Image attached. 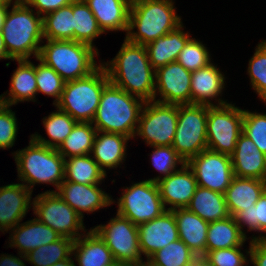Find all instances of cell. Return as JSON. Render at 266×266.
I'll return each mask as SVG.
<instances>
[{
  "label": "cell",
  "mask_w": 266,
  "mask_h": 266,
  "mask_svg": "<svg viewBox=\"0 0 266 266\" xmlns=\"http://www.w3.org/2000/svg\"><path fill=\"white\" fill-rule=\"evenodd\" d=\"M104 64L112 84L144 102L154 101L155 70L145 46L124 39L115 58Z\"/></svg>",
  "instance_id": "obj_1"
},
{
  "label": "cell",
  "mask_w": 266,
  "mask_h": 266,
  "mask_svg": "<svg viewBox=\"0 0 266 266\" xmlns=\"http://www.w3.org/2000/svg\"><path fill=\"white\" fill-rule=\"evenodd\" d=\"M174 7L173 0H131L125 39L146 46L175 30L182 21Z\"/></svg>",
  "instance_id": "obj_2"
},
{
  "label": "cell",
  "mask_w": 266,
  "mask_h": 266,
  "mask_svg": "<svg viewBox=\"0 0 266 266\" xmlns=\"http://www.w3.org/2000/svg\"><path fill=\"white\" fill-rule=\"evenodd\" d=\"M144 101L109 82L103 89L92 125L97 131L135 138Z\"/></svg>",
  "instance_id": "obj_3"
},
{
  "label": "cell",
  "mask_w": 266,
  "mask_h": 266,
  "mask_svg": "<svg viewBox=\"0 0 266 266\" xmlns=\"http://www.w3.org/2000/svg\"><path fill=\"white\" fill-rule=\"evenodd\" d=\"M35 14L24 1L13 3L11 11L7 12L1 32L8 56L13 61L39 56V44L44 39L43 17Z\"/></svg>",
  "instance_id": "obj_4"
},
{
  "label": "cell",
  "mask_w": 266,
  "mask_h": 266,
  "mask_svg": "<svg viewBox=\"0 0 266 266\" xmlns=\"http://www.w3.org/2000/svg\"><path fill=\"white\" fill-rule=\"evenodd\" d=\"M42 45L38 59L53 68L67 81L85 77L95 71L97 48L74 40H48Z\"/></svg>",
  "instance_id": "obj_5"
},
{
  "label": "cell",
  "mask_w": 266,
  "mask_h": 266,
  "mask_svg": "<svg viewBox=\"0 0 266 266\" xmlns=\"http://www.w3.org/2000/svg\"><path fill=\"white\" fill-rule=\"evenodd\" d=\"M19 180L31 192L35 184H52L58 190L64 181L65 159L56 148L37 143L30 137L29 146L13 153Z\"/></svg>",
  "instance_id": "obj_6"
},
{
  "label": "cell",
  "mask_w": 266,
  "mask_h": 266,
  "mask_svg": "<svg viewBox=\"0 0 266 266\" xmlns=\"http://www.w3.org/2000/svg\"><path fill=\"white\" fill-rule=\"evenodd\" d=\"M108 74L100 66L91 74L64 84L59 102L55 105L77 122H92L99 106L101 93L109 83Z\"/></svg>",
  "instance_id": "obj_7"
},
{
  "label": "cell",
  "mask_w": 266,
  "mask_h": 266,
  "mask_svg": "<svg viewBox=\"0 0 266 266\" xmlns=\"http://www.w3.org/2000/svg\"><path fill=\"white\" fill-rule=\"evenodd\" d=\"M243 110L221 98L215 106H207V148L231 155L242 133Z\"/></svg>",
  "instance_id": "obj_8"
},
{
  "label": "cell",
  "mask_w": 266,
  "mask_h": 266,
  "mask_svg": "<svg viewBox=\"0 0 266 266\" xmlns=\"http://www.w3.org/2000/svg\"><path fill=\"white\" fill-rule=\"evenodd\" d=\"M207 105H178V121L172 147L187 163L207 149Z\"/></svg>",
  "instance_id": "obj_9"
},
{
  "label": "cell",
  "mask_w": 266,
  "mask_h": 266,
  "mask_svg": "<svg viewBox=\"0 0 266 266\" xmlns=\"http://www.w3.org/2000/svg\"><path fill=\"white\" fill-rule=\"evenodd\" d=\"M32 203L36 218L62 237H68L75 241L83 235L79 232L85 230L83 218L55 191L49 190L38 194Z\"/></svg>",
  "instance_id": "obj_10"
},
{
  "label": "cell",
  "mask_w": 266,
  "mask_h": 266,
  "mask_svg": "<svg viewBox=\"0 0 266 266\" xmlns=\"http://www.w3.org/2000/svg\"><path fill=\"white\" fill-rule=\"evenodd\" d=\"M122 193L117 199V214L137 226L157 218L167 210L156 182L149 180L137 182L124 188Z\"/></svg>",
  "instance_id": "obj_11"
},
{
  "label": "cell",
  "mask_w": 266,
  "mask_h": 266,
  "mask_svg": "<svg viewBox=\"0 0 266 266\" xmlns=\"http://www.w3.org/2000/svg\"><path fill=\"white\" fill-rule=\"evenodd\" d=\"M93 230L112 252L117 263L129 266L141 265L138 227L129 219L116 214L106 225H97Z\"/></svg>",
  "instance_id": "obj_12"
},
{
  "label": "cell",
  "mask_w": 266,
  "mask_h": 266,
  "mask_svg": "<svg viewBox=\"0 0 266 266\" xmlns=\"http://www.w3.org/2000/svg\"><path fill=\"white\" fill-rule=\"evenodd\" d=\"M145 107V108H144ZM178 121V105L163 104L155 101L145 102L135 133L147 145L172 146Z\"/></svg>",
  "instance_id": "obj_13"
},
{
  "label": "cell",
  "mask_w": 266,
  "mask_h": 266,
  "mask_svg": "<svg viewBox=\"0 0 266 266\" xmlns=\"http://www.w3.org/2000/svg\"><path fill=\"white\" fill-rule=\"evenodd\" d=\"M187 165L195 175L197 186L222 194L235 176L231 156L208 148L191 158Z\"/></svg>",
  "instance_id": "obj_14"
},
{
  "label": "cell",
  "mask_w": 266,
  "mask_h": 266,
  "mask_svg": "<svg viewBox=\"0 0 266 266\" xmlns=\"http://www.w3.org/2000/svg\"><path fill=\"white\" fill-rule=\"evenodd\" d=\"M191 73L177 61L155 70L154 101L171 105L191 104ZM157 93L160 99L156 100Z\"/></svg>",
  "instance_id": "obj_15"
},
{
  "label": "cell",
  "mask_w": 266,
  "mask_h": 266,
  "mask_svg": "<svg viewBox=\"0 0 266 266\" xmlns=\"http://www.w3.org/2000/svg\"><path fill=\"white\" fill-rule=\"evenodd\" d=\"M137 227L140 251L147 259L156 251L179 239L172 210H166L157 218Z\"/></svg>",
  "instance_id": "obj_16"
},
{
  "label": "cell",
  "mask_w": 266,
  "mask_h": 266,
  "mask_svg": "<svg viewBox=\"0 0 266 266\" xmlns=\"http://www.w3.org/2000/svg\"><path fill=\"white\" fill-rule=\"evenodd\" d=\"M99 184L86 185L64 180L55 192L82 218L83 213L95 212L114 203V200Z\"/></svg>",
  "instance_id": "obj_17"
},
{
  "label": "cell",
  "mask_w": 266,
  "mask_h": 266,
  "mask_svg": "<svg viewBox=\"0 0 266 266\" xmlns=\"http://www.w3.org/2000/svg\"><path fill=\"white\" fill-rule=\"evenodd\" d=\"M156 183L164 207L170 205L167 210L186 208L197 188L195 175L187 163Z\"/></svg>",
  "instance_id": "obj_18"
},
{
  "label": "cell",
  "mask_w": 266,
  "mask_h": 266,
  "mask_svg": "<svg viewBox=\"0 0 266 266\" xmlns=\"http://www.w3.org/2000/svg\"><path fill=\"white\" fill-rule=\"evenodd\" d=\"M32 192L24 183L0 187V231L17 226L30 209Z\"/></svg>",
  "instance_id": "obj_19"
},
{
  "label": "cell",
  "mask_w": 266,
  "mask_h": 266,
  "mask_svg": "<svg viewBox=\"0 0 266 266\" xmlns=\"http://www.w3.org/2000/svg\"><path fill=\"white\" fill-rule=\"evenodd\" d=\"M230 156L235 176L266 181V157L243 133L239 135Z\"/></svg>",
  "instance_id": "obj_20"
},
{
  "label": "cell",
  "mask_w": 266,
  "mask_h": 266,
  "mask_svg": "<svg viewBox=\"0 0 266 266\" xmlns=\"http://www.w3.org/2000/svg\"><path fill=\"white\" fill-rule=\"evenodd\" d=\"M13 231V232H12ZM13 234L9 247L17 248L19 255H27L30 251L55 242L62 236L55 230L40 222L37 218L18 224L11 231Z\"/></svg>",
  "instance_id": "obj_21"
},
{
  "label": "cell",
  "mask_w": 266,
  "mask_h": 266,
  "mask_svg": "<svg viewBox=\"0 0 266 266\" xmlns=\"http://www.w3.org/2000/svg\"><path fill=\"white\" fill-rule=\"evenodd\" d=\"M224 82V74L212 62L206 67L193 71L191 73V104L215 106L211 100L222 95Z\"/></svg>",
  "instance_id": "obj_22"
},
{
  "label": "cell",
  "mask_w": 266,
  "mask_h": 266,
  "mask_svg": "<svg viewBox=\"0 0 266 266\" xmlns=\"http://www.w3.org/2000/svg\"><path fill=\"white\" fill-rule=\"evenodd\" d=\"M99 28L106 31L128 30L131 0H84Z\"/></svg>",
  "instance_id": "obj_23"
},
{
  "label": "cell",
  "mask_w": 266,
  "mask_h": 266,
  "mask_svg": "<svg viewBox=\"0 0 266 266\" xmlns=\"http://www.w3.org/2000/svg\"><path fill=\"white\" fill-rule=\"evenodd\" d=\"M178 228L179 239L182 240L197 256L206 254V240L209 222L186 208L173 209Z\"/></svg>",
  "instance_id": "obj_24"
},
{
  "label": "cell",
  "mask_w": 266,
  "mask_h": 266,
  "mask_svg": "<svg viewBox=\"0 0 266 266\" xmlns=\"http://www.w3.org/2000/svg\"><path fill=\"white\" fill-rule=\"evenodd\" d=\"M129 139L131 138L119 133L96 132L91 154L105 173L107 168H117L125 161Z\"/></svg>",
  "instance_id": "obj_25"
},
{
  "label": "cell",
  "mask_w": 266,
  "mask_h": 266,
  "mask_svg": "<svg viewBox=\"0 0 266 266\" xmlns=\"http://www.w3.org/2000/svg\"><path fill=\"white\" fill-rule=\"evenodd\" d=\"M190 34L183 31V24L168 34L159 37L146 45L148 59L154 70L176 62L180 51L191 39Z\"/></svg>",
  "instance_id": "obj_26"
},
{
  "label": "cell",
  "mask_w": 266,
  "mask_h": 266,
  "mask_svg": "<svg viewBox=\"0 0 266 266\" xmlns=\"http://www.w3.org/2000/svg\"><path fill=\"white\" fill-rule=\"evenodd\" d=\"M72 254L79 266H112L117 263L110 249L92 228L73 242Z\"/></svg>",
  "instance_id": "obj_27"
},
{
  "label": "cell",
  "mask_w": 266,
  "mask_h": 266,
  "mask_svg": "<svg viewBox=\"0 0 266 266\" xmlns=\"http://www.w3.org/2000/svg\"><path fill=\"white\" fill-rule=\"evenodd\" d=\"M266 190V181L234 176L224 196L230 216L243 208L252 207Z\"/></svg>",
  "instance_id": "obj_28"
},
{
  "label": "cell",
  "mask_w": 266,
  "mask_h": 266,
  "mask_svg": "<svg viewBox=\"0 0 266 266\" xmlns=\"http://www.w3.org/2000/svg\"><path fill=\"white\" fill-rule=\"evenodd\" d=\"M17 62L18 67L12 75L9 93L0 95V103L10 107L19 101L35 102L37 94L36 66L29 60H17Z\"/></svg>",
  "instance_id": "obj_29"
},
{
  "label": "cell",
  "mask_w": 266,
  "mask_h": 266,
  "mask_svg": "<svg viewBox=\"0 0 266 266\" xmlns=\"http://www.w3.org/2000/svg\"><path fill=\"white\" fill-rule=\"evenodd\" d=\"M187 208L207 222L230 216L224 194L200 186H197Z\"/></svg>",
  "instance_id": "obj_30"
},
{
  "label": "cell",
  "mask_w": 266,
  "mask_h": 266,
  "mask_svg": "<svg viewBox=\"0 0 266 266\" xmlns=\"http://www.w3.org/2000/svg\"><path fill=\"white\" fill-rule=\"evenodd\" d=\"M245 236L233 216L226 219L209 222L206 240V253L217 249H227L241 246L246 241Z\"/></svg>",
  "instance_id": "obj_31"
},
{
  "label": "cell",
  "mask_w": 266,
  "mask_h": 266,
  "mask_svg": "<svg viewBox=\"0 0 266 266\" xmlns=\"http://www.w3.org/2000/svg\"><path fill=\"white\" fill-rule=\"evenodd\" d=\"M64 171V180L86 185L101 184L107 176L91 154L66 158Z\"/></svg>",
  "instance_id": "obj_32"
},
{
  "label": "cell",
  "mask_w": 266,
  "mask_h": 266,
  "mask_svg": "<svg viewBox=\"0 0 266 266\" xmlns=\"http://www.w3.org/2000/svg\"><path fill=\"white\" fill-rule=\"evenodd\" d=\"M96 132L92 122H77L57 150L64 159L91 154Z\"/></svg>",
  "instance_id": "obj_33"
},
{
  "label": "cell",
  "mask_w": 266,
  "mask_h": 266,
  "mask_svg": "<svg viewBox=\"0 0 266 266\" xmlns=\"http://www.w3.org/2000/svg\"><path fill=\"white\" fill-rule=\"evenodd\" d=\"M43 36L48 40H74L73 2L43 16Z\"/></svg>",
  "instance_id": "obj_34"
},
{
  "label": "cell",
  "mask_w": 266,
  "mask_h": 266,
  "mask_svg": "<svg viewBox=\"0 0 266 266\" xmlns=\"http://www.w3.org/2000/svg\"><path fill=\"white\" fill-rule=\"evenodd\" d=\"M42 122L50 140H46L36 133L32 134L31 137L39 144L56 149L71 133L73 127L77 123L68 113L59 109L50 113L47 117H44Z\"/></svg>",
  "instance_id": "obj_35"
},
{
  "label": "cell",
  "mask_w": 266,
  "mask_h": 266,
  "mask_svg": "<svg viewBox=\"0 0 266 266\" xmlns=\"http://www.w3.org/2000/svg\"><path fill=\"white\" fill-rule=\"evenodd\" d=\"M74 41L94 46L93 40L103 32L84 0L73 1Z\"/></svg>",
  "instance_id": "obj_36"
},
{
  "label": "cell",
  "mask_w": 266,
  "mask_h": 266,
  "mask_svg": "<svg viewBox=\"0 0 266 266\" xmlns=\"http://www.w3.org/2000/svg\"><path fill=\"white\" fill-rule=\"evenodd\" d=\"M74 240L68 237H61L55 242L40 246L27 255H21L27 262L34 266H52L56 262L67 259L72 256V246Z\"/></svg>",
  "instance_id": "obj_37"
},
{
  "label": "cell",
  "mask_w": 266,
  "mask_h": 266,
  "mask_svg": "<svg viewBox=\"0 0 266 266\" xmlns=\"http://www.w3.org/2000/svg\"><path fill=\"white\" fill-rule=\"evenodd\" d=\"M234 220L239 225L241 232L246 236L243 231L244 225L248 227V231H258L261 232L260 236L253 237L254 239H266V190L260 196L256 204H252V207L243 208V210L238 211L234 216Z\"/></svg>",
  "instance_id": "obj_38"
},
{
  "label": "cell",
  "mask_w": 266,
  "mask_h": 266,
  "mask_svg": "<svg viewBox=\"0 0 266 266\" xmlns=\"http://www.w3.org/2000/svg\"><path fill=\"white\" fill-rule=\"evenodd\" d=\"M197 255L180 239L156 251L148 259L158 266H190Z\"/></svg>",
  "instance_id": "obj_39"
},
{
  "label": "cell",
  "mask_w": 266,
  "mask_h": 266,
  "mask_svg": "<svg viewBox=\"0 0 266 266\" xmlns=\"http://www.w3.org/2000/svg\"><path fill=\"white\" fill-rule=\"evenodd\" d=\"M248 75L252 88L258 96L266 102V40H263L255 49V53L249 60Z\"/></svg>",
  "instance_id": "obj_40"
},
{
  "label": "cell",
  "mask_w": 266,
  "mask_h": 266,
  "mask_svg": "<svg viewBox=\"0 0 266 266\" xmlns=\"http://www.w3.org/2000/svg\"><path fill=\"white\" fill-rule=\"evenodd\" d=\"M36 60L40 62L36 66L37 92L55 97L53 102L55 106L61 98L65 81L53 68L46 66L38 58Z\"/></svg>",
  "instance_id": "obj_41"
},
{
  "label": "cell",
  "mask_w": 266,
  "mask_h": 266,
  "mask_svg": "<svg viewBox=\"0 0 266 266\" xmlns=\"http://www.w3.org/2000/svg\"><path fill=\"white\" fill-rule=\"evenodd\" d=\"M177 62L186 70L193 72L211 63L209 51L200 41L191 38L180 51Z\"/></svg>",
  "instance_id": "obj_42"
},
{
  "label": "cell",
  "mask_w": 266,
  "mask_h": 266,
  "mask_svg": "<svg viewBox=\"0 0 266 266\" xmlns=\"http://www.w3.org/2000/svg\"><path fill=\"white\" fill-rule=\"evenodd\" d=\"M154 150L151 154V162L156 170L163 174V177L157 176L148 179L152 182H157L161 178H165L172 174L174 171L178 170L177 164L183 166L185 164L184 160L178 155L176 150L172 146H154Z\"/></svg>",
  "instance_id": "obj_43"
},
{
  "label": "cell",
  "mask_w": 266,
  "mask_h": 266,
  "mask_svg": "<svg viewBox=\"0 0 266 266\" xmlns=\"http://www.w3.org/2000/svg\"><path fill=\"white\" fill-rule=\"evenodd\" d=\"M242 133L250 138L266 157V114L243 110Z\"/></svg>",
  "instance_id": "obj_44"
},
{
  "label": "cell",
  "mask_w": 266,
  "mask_h": 266,
  "mask_svg": "<svg viewBox=\"0 0 266 266\" xmlns=\"http://www.w3.org/2000/svg\"><path fill=\"white\" fill-rule=\"evenodd\" d=\"M15 112L9 105L0 103V149L12 148L18 133Z\"/></svg>",
  "instance_id": "obj_45"
},
{
  "label": "cell",
  "mask_w": 266,
  "mask_h": 266,
  "mask_svg": "<svg viewBox=\"0 0 266 266\" xmlns=\"http://www.w3.org/2000/svg\"><path fill=\"white\" fill-rule=\"evenodd\" d=\"M241 246L217 249L207 252L204 256L213 266H248L250 260L241 252Z\"/></svg>",
  "instance_id": "obj_46"
},
{
  "label": "cell",
  "mask_w": 266,
  "mask_h": 266,
  "mask_svg": "<svg viewBox=\"0 0 266 266\" xmlns=\"http://www.w3.org/2000/svg\"><path fill=\"white\" fill-rule=\"evenodd\" d=\"M29 7L36 8L38 15L45 16L61 7L70 5L74 0H23ZM44 13V15H43Z\"/></svg>",
  "instance_id": "obj_47"
},
{
  "label": "cell",
  "mask_w": 266,
  "mask_h": 266,
  "mask_svg": "<svg viewBox=\"0 0 266 266\" xmlns=\"http://www.w3.org/2000/svg\"><path fill=\"white\" fill-rule=\"evenodd\" d=\"M246 254L250 256V262L254 266H266V239H254L250 241Z\"/></svg>",
  "instance_id": "obj_48"
},
{
  "label": "cell",
  "mask_w": 266,
  "mask_h": 266,
  "mask_svg": "<svg viewBox=\"0 0 266 266\" xmlns=\"http://www.w3.org/2000/svg\"><path fill=\"white\" fill-rule=\"evenodd\" d=\"M0 266H26V265L19 257L2 254L0 257Z\"/></svg>",
  "instance_id": "obj_49"
},
{
  "label": "cell",
  "mask_w": 266,
  "mask_h": 266,
  "mask_svg": "<svg viewBox=\"0 0 266 266\" xmlns=\"http://www.w3.org/2000/svg\"><path fill=\"white\" fill-rule=\"evenodd\" d=\"M190 266H213L205 256L198 255L193 260Z\"/></svg>",
  "instance_id": "obj_50"
},
{
  "label": "cell",
  "mask_w": 266,
  "mask_h": 266,
  "mask_svg": "<svg viewBox=\"0 0 266 266\" xmlns=\"http://www.w3.org/2000/svg\"><path fill=\"white\" fill-rule=\"evenodd\" d=\"M11 5H8V4H1L0 3V31H2V27L4 25V22H5V18H6V15H7V12H8V8L10 7Z\"/></svg>",
  "instance_id": "obj_51"
},
{
  "label": "cell",
  "mask_w": 266,
  "mask_h": 266,
  "mask_svg": "<svg viewBox=\"0 0 266 266\" xmlns=\"http://www.w3.org/2000/svg\"><path fill=\"white\" fill-rule=\"evenodd\" d=\"M1 59H9L10 60L8 53H7V49L5 47L2 32L0 31V60Z\"/></svg>",
  "instance_id": "obj_52"
},
{
  "label": "cell",
  "mask_w": 266,
  "mask_h": 266,
  "mask_svg": "<svg viewBox=\"0 0 266 266\" xmlns=\"http://www.w3.org/2000/svg\"><path fill=\"white\" fill-rule=\"evenodd\" d=\"M71 258H72V256L71 257L69 256L67 259L56 262L52 266H76L74 263V260H72Z\"/></svg>",
  "instance_id": "obj_53"
},
{
  "label": "cell",
  "mask_w": 266,
  "mask_h": 266,
  "mask_svg": "<svg viewBox=\"0 0 266 266\" xmlns=\"http://www.w3.org/2000/svg\"><path fill=\"white\" fill-rule=\"evenodd\" d=\"M21 1H23V0H15V1H14V4L19 3V2H21ZM0 3H1V4H8V5H11V4L13 3V1H12V0H0Z\"/></svg>",
  "instance_id": "obj_54"
},
{
  "label": "cell",
  "mask_w": 266,
  "mask_h": 266,
  "mask_svg": "<svg viewBox=\"0 0 266 266\" xmlns=\"http://www.w3.org/2000/svg\"><path fill=\"white\" fill-rule=\"evenodd\" d=\"M142 266H158L156 264H153L149 259H147V262H142Z\"/></svg>",
  "instance_id": "obj_55"
},
{
  "label": "cell",
  "mask_w": 266,
  "mask_h": 266,
  "mask_svg": "<svg viewBox=\"0 0 266 266\" xmlns=\"http://www.w3.org/2000/svg\"><path fill=\"white\" fill-rule=\"evenodd\" d=\"M112 266H128V265H125V264H120V263H115L114 265Z\"/></svg>",
  "instance_id": "obj_56"
}]
</instances>
